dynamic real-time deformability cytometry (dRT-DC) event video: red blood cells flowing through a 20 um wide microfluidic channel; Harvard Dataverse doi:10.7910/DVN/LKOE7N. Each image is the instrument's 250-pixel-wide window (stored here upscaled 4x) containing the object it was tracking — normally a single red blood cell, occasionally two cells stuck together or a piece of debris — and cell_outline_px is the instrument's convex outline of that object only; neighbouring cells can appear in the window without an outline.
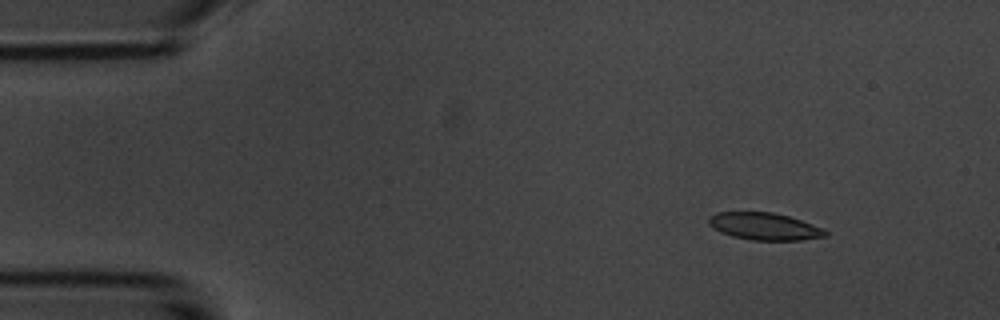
{"species": "common noctule bat (a hibernating species)", "species_latin": "Nyctalus noctula", "temperature_condition": "room temperature", "stored_images_in_passage": 5, "camera_frame_rate_fps": 3000, "um_per_image_px": 0.085, "animal": {"sex": "male", "body_mass_g": 20.1, "forearm_length_mm": 53.5}, "frame": {"image": 1, "passage_image": 2, "time_ms": 1.0, "image_size_px": [1000, 320], "cell_outline_px": [[828, 236], [800, 240], [752, 240], [732, 236], [720, 232], [712, 228], [708, 224], [708, 216], [716, 212], [772, 212], [788, 216], [824, 228], [828, 232]], "centroid_in_image_um": [64.95, 19.24], "position_along_channel_um": 20.0, "area_um2": 18.61}}
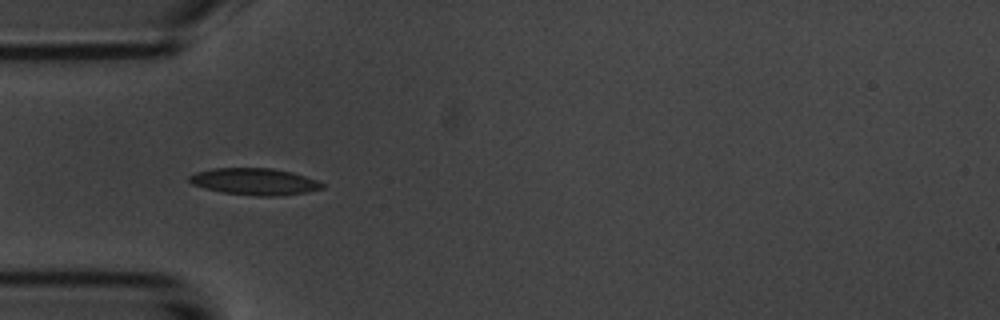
{"frame": {"image": 2, "passage_image": 4, "time_ms": 4.333, "image_size_px": [1000, 320], "cell_outline_px": [[324, 188], [308, 192], [280, 196], [256, 196], [220, 192], [204, 188], [192, 184], [188, 180], [188, 176], [196, 172], [212, 168], [272, 168], [292, 172], [316, 180], [324, 184]], "centroid_in_image_um": [21.62, 15.44], "position_along_channel_um": 63.4, "area_um2": 20.87}}
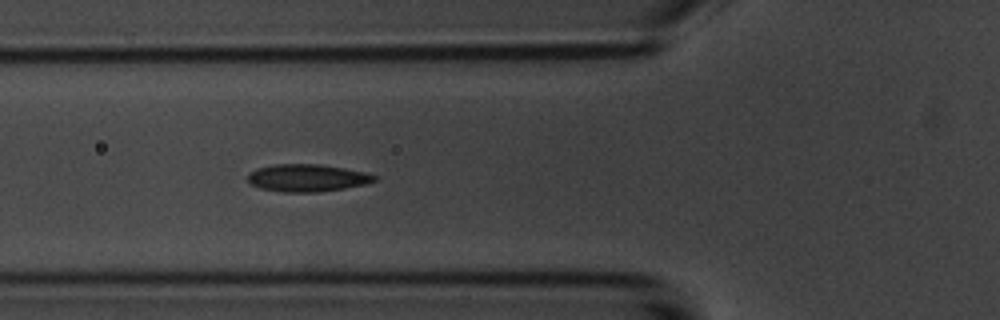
{"frame": {"image": 3, "passage_image": 5, "time_ms": 5.333, "image_size_px": [1000, 320], "cell_outline_px": [[376, 180], [368, 184], [320, 192], [284, 192], [260, 188], [248, 184], [248, 172], [256, 168], [272, 164], [320, 164], [344, 168], [364, 172], [376, 176]], "centroid_in_image_um": [26.07, 15.12], "position_along_channel_um": 99.7, "area_um2": 20.4}}